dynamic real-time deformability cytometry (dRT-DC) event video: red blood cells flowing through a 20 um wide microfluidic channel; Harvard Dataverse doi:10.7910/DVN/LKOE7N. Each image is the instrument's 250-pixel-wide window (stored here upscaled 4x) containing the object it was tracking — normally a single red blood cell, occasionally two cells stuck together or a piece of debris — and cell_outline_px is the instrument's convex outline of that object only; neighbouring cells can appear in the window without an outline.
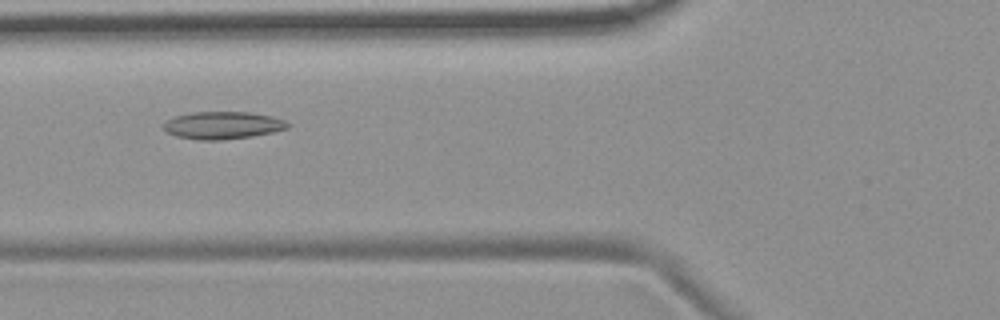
{"species": "common noctule bat (a hibernating species)", "species_latin": "Nyctalus noctula", "temperature_condition": "room temperature", "stored_images_in_passage": 4, "camera_frame_rate_fps": 3000, "um_per_image_px": 0.085, "animal": {"sex": "female", "body_mass_g": 19.9}, "frame": {"image": 1, "passage_image": 3, "time_ms": 2.333, "image_size_px": [1000, 320], "cell_outline_px": [[292, 124], [288, 128], [272, 132], [252, 136], [220, 140], [200, 140], [176, 136], [168, 132], [164, 128], [164, 124], [168, 120], [176, 116], [192, 112], [248, 112], [272, 116], [284, 120]], "centroid_in_image_um": [18.97, 10.65], "position_along_channel_um": 106.8, "area_um2": 19.71}}
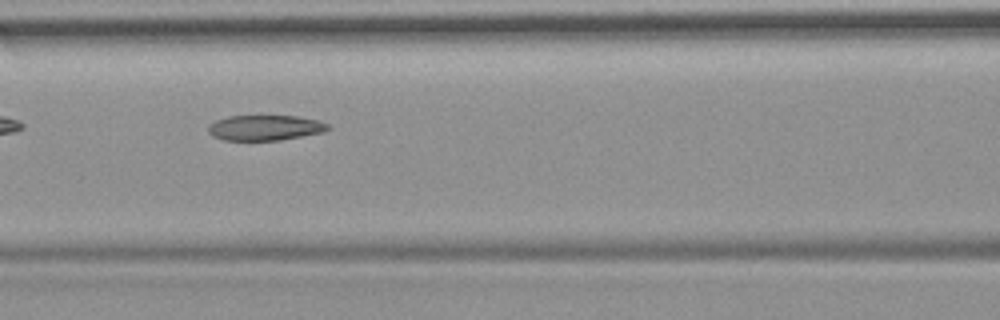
{"frame": {"image": 2, "passage_image": 4, "time_ms": 3.333, "image_size_px": [1000, 320], "cell_outline_px": [[332, 128], [324, 132], [280, 140], [224, 140], [212, 136], [208, 132], [208, 124], [216, 120], [228, 116], [300, 116], [320, 120], [328, 124]], "centroid_in_image_um": [22.55, 10.85], "position_along_channel_um": 144.0, "area_um2": 17.86}}